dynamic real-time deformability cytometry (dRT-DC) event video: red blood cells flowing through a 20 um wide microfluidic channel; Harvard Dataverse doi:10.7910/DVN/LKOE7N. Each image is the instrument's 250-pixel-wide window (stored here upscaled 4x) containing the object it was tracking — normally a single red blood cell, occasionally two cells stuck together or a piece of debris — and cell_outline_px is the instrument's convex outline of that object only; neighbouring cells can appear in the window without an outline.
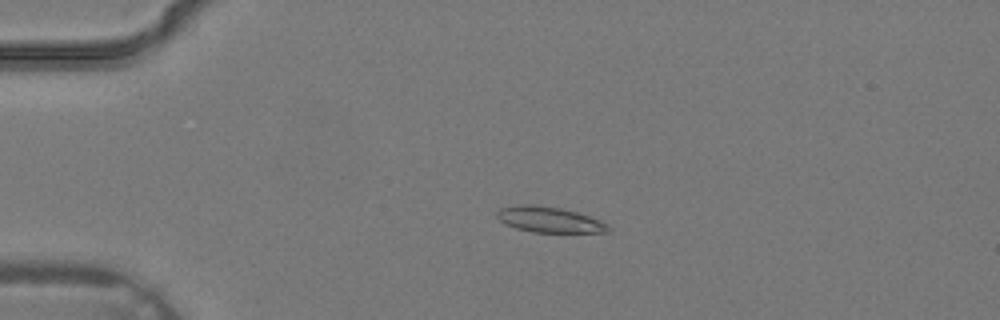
{"species": "common noctule bat (a hibernating species)", "species_latin": "Nyctalus noctula", "temperature_condition": "warm", "stored_images_in_passage": 3, "camera_frame_rate_fps": 3000, "um_per_image_px": 0.085, "animal": {"sex": "male", "body_mass_g": 19.2, "forearm_length_mm": 51.8}, "frame": {"image": 1, "passage_image": 2, "time_ms": 0.333, "image_size_px": [1000, 320], "cell_outline_px": [[612, 228], [608, 232], [532, 232], [516, 228], [500, 220], [496, 216], [496, 212], [500, 208], [520, 204], [532, 204], [560, 208], [576, 212], [600, 220], [608, 224]], "centroid_in_image_um": [46.7, 18.66], "position_along_channel_um": 38.3, "area_um2": 16.53}}